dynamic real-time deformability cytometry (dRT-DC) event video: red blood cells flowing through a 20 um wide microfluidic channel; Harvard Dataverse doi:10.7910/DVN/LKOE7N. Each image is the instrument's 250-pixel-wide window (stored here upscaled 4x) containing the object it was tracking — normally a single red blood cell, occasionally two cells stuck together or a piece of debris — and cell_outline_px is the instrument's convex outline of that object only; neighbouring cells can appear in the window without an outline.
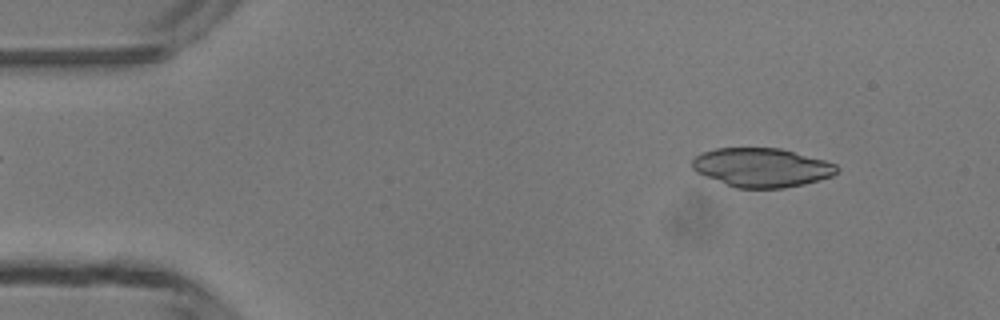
{"species": "common noctule bat (a hibernating species)", "species_latin": "Nyctalus noctula", "temperature_condition": "room temperature", "stored_images_in_passage": 47, "camera_frame_rate_fps": 3000, "um_per_image_px": 0.085, "animal": {"sex": "male", "body_mass_g": 13.3}, "frame": {"image": 1, "passage_image": 5, "time_ms": 1.333, "image_size_px": [1000, 320], "cell_outline_px": [[840, 168], [832, 176], [804, 184], [784, 188], [736, 188], [704, 176], [696, 172], [692, 168], [692, 160], [696, 156], [704, 152], [716, 148], [780, 148], [824, 160], [836, 164]], "centroid_in_image_um": [64.74, 14.24], "position_along_channel_um": 20.3, "area_um2": 32.77}}